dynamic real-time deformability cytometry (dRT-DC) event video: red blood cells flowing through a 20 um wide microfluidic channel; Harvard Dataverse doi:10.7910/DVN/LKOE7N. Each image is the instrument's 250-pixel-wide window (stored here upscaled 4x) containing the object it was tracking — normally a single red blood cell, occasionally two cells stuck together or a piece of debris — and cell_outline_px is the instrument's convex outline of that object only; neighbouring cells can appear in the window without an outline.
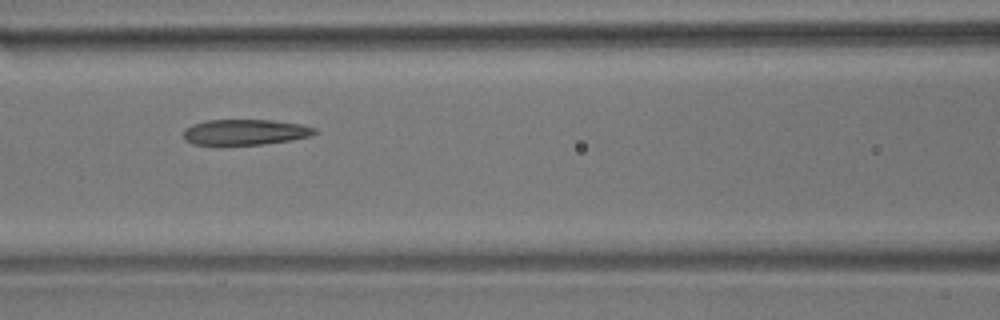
{"species": "common noctule bat (a hibernating species)", "species_latin": "Nyctalus noctula", "temperature_condition": "room temperature", "stored_images_in_passage": 10, "camera_frame_rate_fps": 3000, "um_per_image_px": 0.085, "animal": {"sex": "male", "body_mass_g": 17.9}, "frame": {"image": 1, "passage_image": 6, "time_ms": 1.667, "image_size_px": [1000, 320], "cell_outline_px": [[320, 132], [312, 136], [292, 140], [264, 144], [192, 144], [184, 140], [184, 128], [192, 124], [204, 120], [272, 120], [300, 124], [316, 128]], "centroid_in_image_um": [20.87, 11.22], "position_along_channel_um": 145.7, "area_um2": 19.71}}
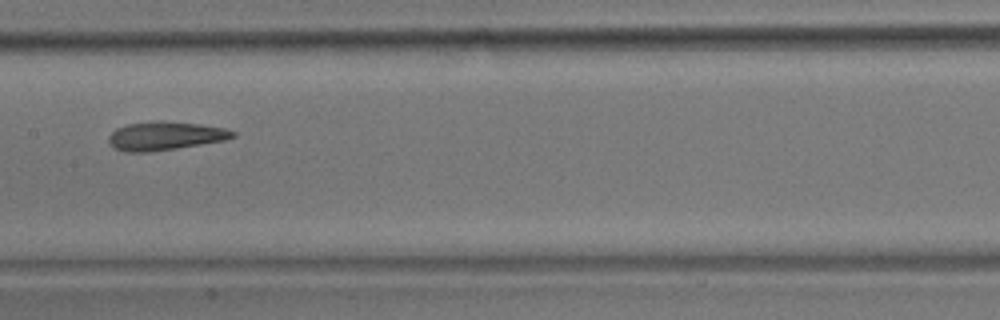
{"frame": {"image": 2, "passage_image": 7, "time_ms": 2.0, "image_size_px": [1000, 320], "cell_outline_px": [[236, 136], [224, 140], [176, 148], [148, 152], [124, 152], [112, 148], [108, 140], [108, 136], [116, 128], [128, 124], [156, 120], [160, 120], [200, 124], [224, 128], [236, 132]], "centroid_in_image_um": [13.99, 11.55], "position_along_channel_um": 193.4, "area_um2": 20.69}}
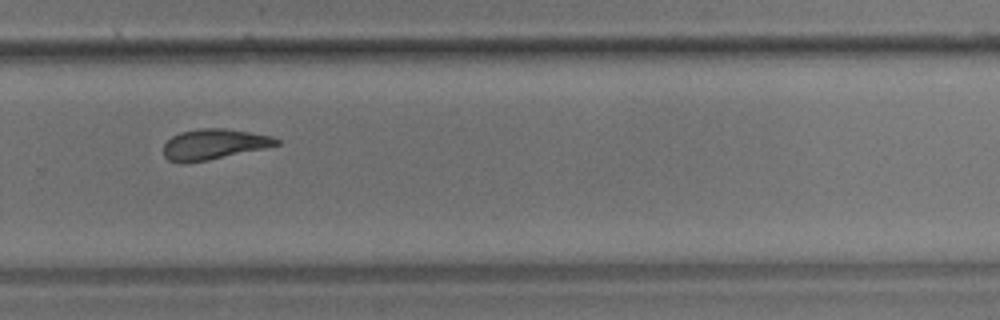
{"frame": {"image": 3, "passage_image": 10, "time_ms": 3.0, "image_size_px": [1000, 320], "cell_outline_px": [[280, 144], [264, 148], [208, 160], [188, 164], [180, 164], [168, 160], [164, 156], [164, 144], [172, 136], [180, 132], [200, 128], [224, 128], [272, 136], [280, 140]], "centroid_in_image_um": [18.13, 12.27], "position_along_channel_um": 311.7, "area_um2": 20.11}}